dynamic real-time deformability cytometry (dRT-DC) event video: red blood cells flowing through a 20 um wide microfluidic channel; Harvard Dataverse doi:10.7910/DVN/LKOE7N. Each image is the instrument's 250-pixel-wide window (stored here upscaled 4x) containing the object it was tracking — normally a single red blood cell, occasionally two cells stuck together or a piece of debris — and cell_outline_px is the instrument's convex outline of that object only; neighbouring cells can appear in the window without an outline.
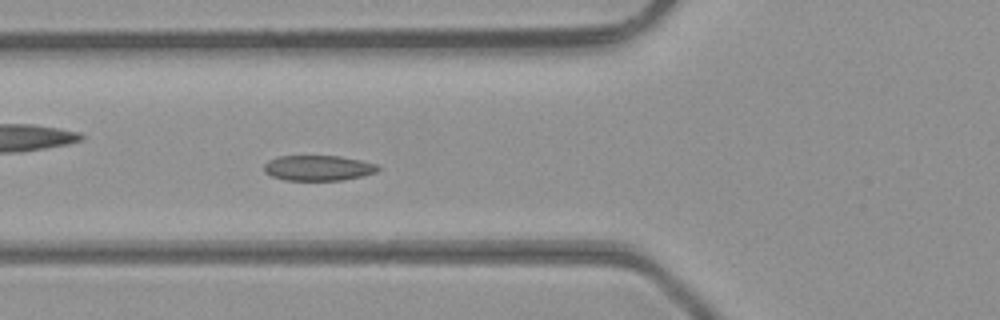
{"species": "common noctule bat (a hibernating species)", "species_latin": "Nyctalus noctula", "temperature_condition": "room temperature", "stored_images_in_passage": 50, "camera_frame_rate_fps": 3000, "um_per_image_px": 0.085, "animal": {"sex": "male", "body_mass_g": 23.1, "forearm_length_mm": 52.7}, "frame": {"image": 1, "passage_image": 19, "time_ms": 6.0, "image_size_px": [1000, 320], "cell_outline_px": [[380, 168], [376, 172], [364, 176], [344, 180], [284, 180], [272, 176], [264, 172], [264, 164], [268, 160], [276, 156], [340, 156], [380, 164]], "centroid_in_image_um": [27.07, 14.27], "position_along_channel_um": 98.7, "area_um2": 17.05}}
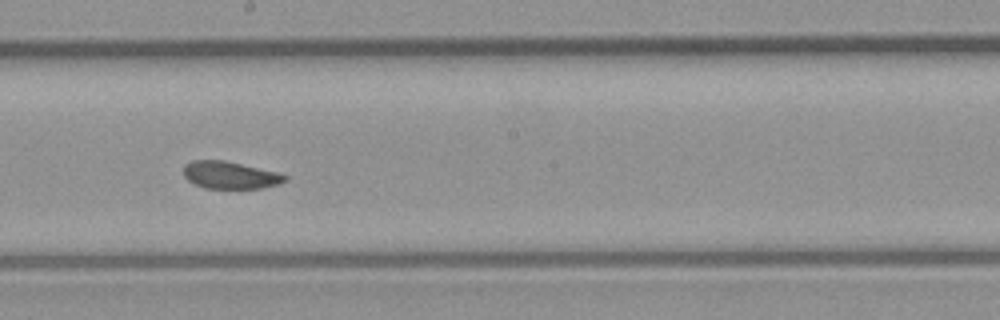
{"frame": {"image": 2, "passage_image": 28, "time_ms": 9.0, "image_size_px": [1000, 320], "cell_outline_px": [[288, 180], [280, 184], [264, 188], [204, 188], [188, 180], [184, 176], [184, 164], [192, 160], [224, 160], [280, 172], [288, 176]], "centroid_in_image_um": [19.61, 14.88], "position_along_channel_um": 228.6, "area_um2": 16.36}}
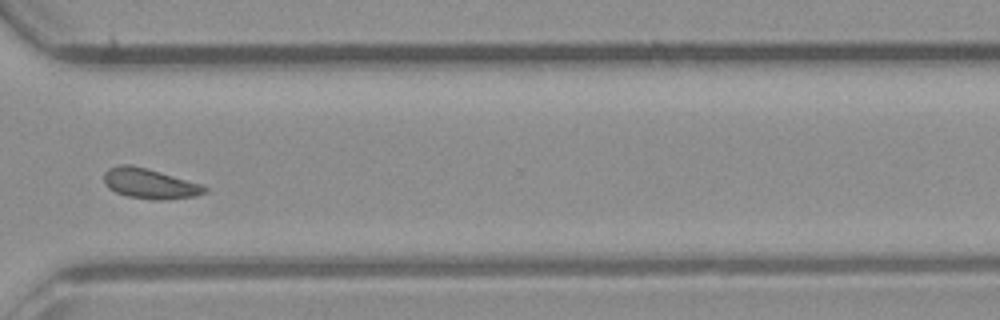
{"frame": {"image": 3, "passage_image": 37, "time_ms": 12.0, "image_size_px": [1000, 320], "cell_outline_px": [[208, 192], [196, 196], [168, 200], [156, 200], [128, 196], [116, 192], [108, 188], [104, 184], [104, 172], [108, 168], [120, 164], [128, 164], [148, 168], [200, 184], [208, 188]], "centroid_in_image_um": [12.72, 15.61], "position_along_channel_um": 357.9, "area_um2": 17.8}}